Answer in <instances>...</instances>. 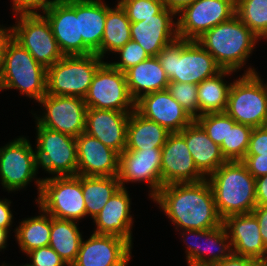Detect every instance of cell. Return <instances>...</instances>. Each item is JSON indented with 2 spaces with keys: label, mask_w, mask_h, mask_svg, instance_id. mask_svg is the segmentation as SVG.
<instances>
[{
  "label": "cell",
  "mask_w": 267,
  "mask_h": 266,
  "mask_svg": "<svg viewBox=\"0 0 267 266\" xmlns=\"http://www.w3.org/2000/svg\"><path fill=\"white\" fill-rule=\"evenodd\" d=\"M77 175L118 176L119 153L87 133L76 137Z\"/></svg>",
  "instance_id": "22"
},
{
  "label": "cell",
  "mask_w": 267,
  "mask_h": 266,
  "mask_svg": "<svg viewBox=\"0 0 267 266\" xmlns=\"http://www.w3.org/2000/svg\"><path fill=\"white\" fill-rule=\"evenodd\" d=\"M120 187L117 176H82L86 217L93 219Z\"/></svg>",
  "instance_id": "34"
},
{
  "label": "cell",
  "mask_w": 267,
  "mask_h": 266,
  "mask_svg": "<svg viewBox=\"0 0 267 266\" xmlns=\"http://www.w3.org/2000/svg\"><path fill=\"white\" fill-rule=\"evenodd\" d=\"M179 234L186 245L185 259L188 266H213L233 253L231 241L223 224L206 230H181Z\"/></svg>",
  "instance_id": "15"
},
{
  "label": "cell",
  "mask_w": 267,
  "mask_h": 266,
  "mask_svg": "<svg viewBox=\"0 0 267 266\" xmlns=\"http://www.w3.org/2000/svg\"><path fill=\"white\" fill-rule=\"evenodd\" d=\"M167 90L194 120L199 117L197 97L198 85L191 83L169 82Z\"/></svg>",
  "instance_id": "38"
},
{
  "label": "cell",
  "mask_w": 267,
  "mask_h": 266,
  "mask_svg": "<svg viewBox=\"0 0 267 266\" xmlns=\"http://www.w3.org/2000/svg\"><path fill=\"white\" fill-rule=\"evenodd\" d=\"M0 266H9V265H8V263H5V261H4V262H2V264Z\"/></svg>",
  "instance_id": "54"
},
{
  "label": "cell",
  "mask_w": 267,
  "mask_h": 266,
  "mask_svg": "<svg viewBox=\"0 0 267 266\" xmlns=\"http://www.w3.org/2000/svg\"><path fill=\"white\" fill-rule=\"evenodd\" d=\"M234 254L262 261L267 247L262 241L260 227L253 213L235 214L223 220Z\"/></svg>",
  "instance_id": "25"
},
{
  "label": "cell",
  "mask_w": 267,
  "mask_h": 266,
  "mask_svg": "<svg viewBox=\"0 0 267 266\" xmlns=\"http://www.w3.org/2000/svg\"><path fill=\"white\" fill-rule=\"evenodd\" d=\"M81 242L76 261L71 266H128L132 245L116 235L90 234Z\"/></svg>",
  "instance_id": "17"
},
{
  "label": "cell",
  "mask_w": 267,
  "mask_h": 266,
  "mask_svg": "<svg viewBox=\"0 0 267 266\" xmlns=\"http://www.w3.org/2000/svg\"><path fill=\"white\" fill-rule=\"evenodd\" d=\"M222 70H242L260 41L235 14L197 39ZM238 70V71H237Z\"/></svg>",
  "instance_id": "2"
},
{
  "label": "cell",
  "mask_w": 267,
  "mask_h": 266,
  "mask_svg": "<svg viewBox=\"0 0 267 266\" xmlns=\"http://www.w3.org/2000/svg\"><path fill=\"white\" fill-rule=\"evenodd\" d=\"M103 62L97 54L63 56L47 68L46 94L84 98Z\"/></svg>",
  "instance_id": "9"
},
{
  "label": "cell",
  "mask_w": 267,
  "mask_h": 266,
  "mask_svg": "<svg viewBox=\"0 0 267 266\" xmlns=\"http://www.w3.org/2000/svg\"><path fill=\"white\" fill-rule=\"evenodd\" d=\"M220 217L252 213L256 204V182L241 161H227L206 178Z\"/></svg>",
  "instance_id": "3"
},
{
  "label": "cell",
  "mask_w": 267,
  "mask_h": 266,
  "mask_svg": "<svg viewBox=\"0 0 267 266\" xmlns=\"http://www.w3.org/2000/svg\"><path fill=\"white\" fill-rule=\"evenodd\" d=\"M40 215L22 218L13 230L20 251L25 255L44 246H49L51 237V215L38 207Z\"/></svg>",
  "instance_id": "31"
},
{
  "label": "cell",
  "mask_w": 267,
  "mask_h": 266,
  "mask_svg": "<svg viewBox=\"0 0 267 266\" xmlns=\"http://www.w3.org/2000/svg\"><path fill=\"white\" fill-rule=\"evenodd\" d=\"M12 13L17 15L42 14L60 0H11ZM40 11V12H39Z\"/></svg>",
  "instance_id": "42"
},
{
  "label": "cell",
  "mask_w": 267,
  "mask_h": 266,
  "mask_svg": "<svg viewBox=\"0 0 267 266\" xmlns=\"http://www.w3.org/2000/svg\"><path fill=\"white\" fill-rule=\"evenodd\" d=\"M241 162L255 179L267 174V155H245Z\"/></svg>",
  "instance_id": "44"
},
{
  "label": "cell",
  "mask_w": 267,
  "mask_h": 266,
  "mask_svg": "<svg viewBox=\"0 0 267 266\" xmlns=\"http://www.w3.org/2000/svg\"><path fill=\"white\" fill-rule=\"evenodd\" d=\"M130 25L131 22L126 11L118 1L115 6L108 5L101 42V58L103 60L106 54H114L131 40Z\"/></svg>",
  "instance_id": "33"
},
{
  "label": "cell",
  "mask_w": 267,
  "mask_h": 266,
  "mask_svg": "<svg viewBox=\"0 0 267 266\" xmlns=\"http://www.w3.org/2000/svg\"><path fill=\"white\" fill-rule=\"evenodd\" d=\"M38 170L36 151L28 137L18 136L0 147V184L8 193L25 190L34 181L39 196L44 177L37 178Z\"/></svg>",
  "instance_id": "8"
},
{
  "label": "cell",
  "mask_w": 267,
  "mask_h": 266,
  "mask_svg": "<svg viewBox=\"0 0 267 266\" xmlns=\"http://www.w3.org/2000/svg\"><path fill=\"white\" fill-rule=\"evenodd\" d=\"M42 15L49 22L64 56L83 55V40L79 27V0H60Z\"/></svg>",
  "instance_id": "18"
},
{
  "label": "cell",
  "mask_w": 267,
  "mask_h": 266,
  "mask_svg": "<svg viewBox=\"0 0 267 266\" xmlns=\"http://www.w3.org/2000/svg\"><path fill=\"white\" fill-rule=\"evenodd\" d=\"M84 101L87 108L120 112L135 110V100L129 92L125 73L108 61H104L95 72Z\"/></svg>",
  "instance_id": "12"
},
{
  "label": "cell",
  "mask_w": 267,
  "mask_h": 266,
  "mask_svg": "<svg viewBox=\"0 0 267 266\" xmlns=\"http://www.w3.org/2000/svg\"><path fill=\"white\" fill-rule=\"evenodd\" d=\"M235 14L257 37L267 31V0H236Z\"/></svg>",
  "instance_id": "36"
},
{
  "label": "cell",
  "mask_w": 267,
  "mask_h": 266,
  "mask_svg": "<svg viewBox=\"0 0 267 266\" xmlns=\"http://www.w3.org/2000/svg\"><path fill=\"white\" fill-rule=\"evenodd\" d=\"M236 0H196L177 13V34L182 40H197L214 26L235 15Z\"/></svg>",
  "instance_id": "14"
},
{
  "label": "cell",
  "mask_w": 267,
  "mask_h": 266,
  "mask_svg": "<svg viewBox=\"0 0 267 266\" xmlns=\"http://www.w3.org/2000/svg\"><path fill=\"white\" fill-rule=\"evenodd\" d=\"M11 26L13 38L45 68L64 55L60 51L51 26L42 14L17 15Z\"/></svg>",
  "instance_id": "13"
},
{
  "label": "cell",
  "mask_w": 267,
  "mask_h": 266,
  "mask_svg": "<svg viewBox=\"0 0 267 266\" xmlns=\"http://www.w3.org/2000/svg\"><path fill=\"white\" fill-rule=\"evenodd\" d=\"M179 133L185 138L196 167L205 178L227 162L222 155L220 146L209 138L195 120Z\"/></svg>",
  "instance_id": "26"
},
{
  "label": "cell",
  "mask_w": 267,
  "mask_h": 266,
  "mask_svg": "<svg viewBox=\"0 0 267 266\" xmlns=\"http://www.w3.org/2000/svg\"><path fill=\"white\" fill-rule=\"evenodd\" d=\"M195 121L204 129L209 138L221 146L228 134V114L210 113L197 117Z\"/></svg>",
  "instance_id": "39"
},
{
  "label": "cell",
  "mask_w": 267,
  "mask_h": 266,
  "mask_svg": "<svg viewBox=\"0 0 267 266\" xmlns=\"http://www.w3.org/2000/svg\"><path fill=\"white\" fill-rule=\"evenodd\" d=\"M26 256L31 261L28 266H68L50 246L34 249Z\"/></svg>",
  "instance_id": "41"
},
{
  "label": "cell",
  "mask_w": 267,
  "mask_h": 266,
  "mask_svg": "<svg viewBox=\"0 0 267 266\" xmlns=\"http://www.w3.org/2000/svg\"><path fill=\"white\" fill-rule=\"evenodd\" d=\"M10 266H13V265H10ZM20 266H28V265H27L26 263H25V264L23 263V264H22V265H20Z\"/></svg>",
  "instance_id": "55"
},
{
  "label": "cell",
  "mask_w": 267,
  "mask_h": 266,
  "mask_svg": "<svg viewBox=\"0 0 267 266\" xmlns=\"http://www.w3.org/2000/svg\"><path fill=\"white\" fill-rule=\"evenodd\" d=\"M130 114L131 112L88 108L85 133L121 154L126 148Z\"/></svg>",
  "instance_id": "24"
},
{
  "label": "cell",
  "mask_w": 267,
  "mask_h": 266,
  "mask_svg": "<svg viewBox=\"0 0 267 266\" xmlns=\"http://www.w3.org/2000/svg\"><path fill=\"white\" fill-rule=\"evenodd\" d=\"M124 73L129 92L135 101L145 94L166 90L170 82L157 57H150Z\"/></svg>",
  "instance_id": "28"
},
{
  "label": "cell",
  "mask_w": 267,
  "mask_h": 266,
  "mask_svg": "<svg viewBox=\"0 0 267 266\" xmlns=\"http://www.w3.org/2000/svg\"><path fill=\"white\" fill-rule=\"evenodd\" d=\"M252 213L256 216L263 243L267 247V206L257 205Z\"/></svg>",
  "instance_id": "47"
},
{
  "label": "cell",
  "mask_w": 267,
  "mask_h": 266,
  "mask_svg": "<svg viewBox=\"0 0 267 266\" xmlns=\"http://www.w3.org/2000/svg\"><path fill=\"white\" fill-rule=\"evenodd\" d=\"M126 11L131 23L143 21L159 14L164 8L162 0H116Z\"/></svg>",
  "instance_id": "37"
},
{
  "label": "cell",
  "mask_w": 267,
  "mask_h": 266,
  "mask_svg": "<svg viewBox=\"0 0 267 266\" xmlns=\"http://www.w3.org/2000/svg\"><path fill=\"white\" fill-rule=\"evenodd\" d=\"M157 58L170 82L200 84L222 68L197 40L177 39L164 47Z\"/></svg>",
  "instance_id": "4"
},
{
  "label": "cell",
  "mask_w": 267,
  "mask_h": 266,
  "mask_svg": "<svg viewBox=\"0 0 267 266\" xmlns=\"http://www.w3.org/2000/svg\"><path fill=\"white\" fill-rule=\"evenodd\" d=\"M13 37L11 26H3L0 24V75L3 68V59L6 46L9 40Z\"/></svg>",
  "instance_id": "49"
},
{
  "label": "cell",
  "mask_w": 267,
  "mask_h": 266,
  "mask_svg": "<svg viewBox=\"0 0 267 266\" xmlns=\"http://www.w3.org/2000/svg\"><path fill=\"white\" fill-rule=\"evenodd\" d=\"M233 74L235 75V71L222 70L214 77L205 79L198 84L199 116L226 111L228 95L233 82L228 83L225 78H229Z\"/></svg>",
  "instance_id": "30"
},
{
  "label": "cell",
  "mask_w": 267,
  "mask_h": 266,
  "mask_svg": "<svg viewBox=\"0 0 267 266\" xmlns=\"http://www.w3.org/2000/svg\"><path fill=\"white\" fill-rule=\"evenodd\" d=\"M9 234H10L9 230L0 227V252L2 250L6 249V247L8 246L7 242H8V239L10 237Z\"/></svg>",
  "instance_id": "51"
},
{
  "label": "cell",
  "mask_w": 267,
  "mask_h": 266,
  "mask_svg": "<svg viewBox=\"0 0 267 266\" xmlns=\"http://www.w3.org/2000/svg\"><path fill=\"white\" fill-rule=\"evenodd\" d=\"M152 201L159 205L176 231L206 230L223 224L207 179L164 185Z\"/></svg>",
  "instance_id": "1"
},
{
  "label": "cell",
  "mask_w": 267,
  "mask_h": 266,
  "mask_svg": "<svg viewBox=\"0 0 267 266\" xmlns=\"http://www.w3.org/2000/svg\"><path fill=\"white\" fill-rule=\"evenodd\" d=\"M262 266H267V251L264 259L262 260Z\"/></svg>",
  "instance_id": "52"
},
{
  "label": "cell",
  "mask_w": 267,
  "mask_h": 266,
  "mask_svg": "<svg viewBox=\"0 0 267 266\" xmlns=\"http://www.w3.org/2000/svg\"><path fill=\"white\" fill-rule=\"evenodd\" d=\"M267 155V125L253 128L246 155Z\"/></svg>",
  "instance_id": "43"
},
{
  "label": "cell",
  "mask_w": 267,
  "mask_h": 266,
  "mask_svg": "<svg viewBox=\"0 0 267 266\" xmlns=\"http://www.w3.org/2000/svg\"><path fill=\"white\" fill-rule=\"evenodd\" d=\"M161 177L164 185L198 182L206 179L197 169L187 148L185 138L179 133H170L161 148Z\"/></svg>",
  "instance_id": "21"
},
{
  "label": "cell",
  "mask_w": 267,
  "mask_h": 266,
  "mask_svg": "<svg viewBox=\"0 0 267 266\" xmlns=\"http://www.w3.org/2000/svg\"><path fill=\"white\" fill-rule=\"evenodd\" d=\"M35 151L39 169L54 176L77 175L76 138L35 125Z\"/></svg>",
  "instance_id": "10"
},
{
  "label": "cell",
  "mask_w": 267,
  "mask_h": 266,
  "mask_svg": "<svg viewBox=\"0 0 267 266\" xmlns=\"http://www.w3.org/2000/svg\"><path fill=\"white\" fill-rule=\"evenodd\" d=\"M78 225L79 223L76 221L57 219L51 216L49 246L68 266H71L76 261L83 240V235Z\"/></svg>",
  "instance_id": "32"
},
{
  "label": "cell",
  "mask_w": 267,
  "mask_h": 266,
  "mask_svg": "<svg viewBox=\"0 0 267 266\" xmlns=\"http://www.w3.org/2000/svg\"><path fill=\"white\" fill-rule=\"evenodd\" d=\"M130 33L131 39L140 44L150 57H157L164 47L178 39L177 14L165 7L152 18L131 23Z\"/></svg>",
  "instance_id": "20"
},
{
  "label": "cell",
  "mask_w": 267,
  "mask_h": 266,
  "mask_svg": "<svg viewBox=\"0 0 267 266\" xmlns=\"http://www.w3.org/2000/svg\"><path fill=\"white\" fill-rule=\"evenodd\" d=\"M135 110L170 133L180 132L194 121L167 89L141 96L135 101Z\"/></svg>",
  "instance_id": "19"
},
{
  "label": "cell",
  "mask_w": 267,
  "mask_h": 266,
  "mask_svg": "<svg viewBox=\"0 0 267 266\" xmlns=\"http://www.w3.org/2000/svg\"><path fill=\"white\" fill-rule=\"evenodd\" d=\"M38 104L41 105V109L43 108L40 114L31 110L35 125H41L75 138L85 132L88 108L84 98L46 94L38 101Z\"/></svg>",
  "instance_id": "11"
},
{
  "label": "cell",
  "mask_w": 267,
  "mask_h": 266,
  "mask_svg": "<svg viewBox=\"0 0 267 266\" xmlns=\"http://www.w3.org/2000/svg\"><path fill=\"white\" fill-rule=\"evenodd\" d=\"M35 204L53 218L79 222L86 218L82 176H46Z\"/></svg>",
  "instance_id": "7"
},
{
  "label": "cell",
  "mask_w": 267,
  "mask_h": 266,
  "mask_svg": "<svg viewBox=\"0 0 267 266\" xmlns=\"http://www.w3.org/2000/svg\"><path fill=\"white\" fill-rule=\"evenodd\" d=\"M170 132L158 123L132 111L127 124L125 150L162 148Z\"/></svg>",
  "instance_id": "29"
},
{
  "label": "cell",
  "mask_w": 267,
  "mask_h": 266,
  "mask_svg": "<svg viewBox=\"0 0 267 266\" xmlns=\"http://www.w3.org/2000/svg\"><path fill=\"white\" fill-rule=\"evenodd\" d=\"M213 266H262V261L232 253L228 258Z\"/></svg>",
  "instance_id": "45"
},
{
  "label": "cell",
  "mask_w": 267,
  "mask_h": 266,
  "mask_svg": "<svg viewBox=\"0 0 267 266\" xmlns=\"http://www.w3.org/2000/svg\"><path fill=\"white\" fill-rule=\"evenodd\" d=\"M253 127L237 123L228 115V134L220 146L227 161H241L248 150Z\"/></svg>",
  "instance_id": "35"
},
{
  "label": "cell",
  "mask_w": 267,
  "mask_h": 266,
  "mask_svg": "<svg viewBox=\"0 0 267 266\" xmlns=\"http://www.w3.org/2000/svg\"><path fill=\"white\" fill-rule=\"evenodd\" d=\"M11 200L7 198L0 199V227L11 231L13 224V210H11Z\"/></svg>",
  "instance_id": "46"
},
{
  "label": "cell",
  "mask_w": 267,
  "mask_h": 266,
  "mask_svg": "<svg viewBox=\"0 0 267 266\" xmlns=\"http://www.w3.org/2000/svg\"><path fill=\"white\" fill-rule=\"evenodd\" d=\"M108 4L105 0H79V27L83 40V55L97 54L101 58Z\"/></svg>",
  "instance_id": "27"
},
{
  "label": "cell",
  "mask_w": 267,
  "mask_h": 266,
  "mask_svg": "<svg viewBox=\"0 0 267 266\" xmlns=\"http://www.w3.org/2000/svg\"><path fill=\"white\" fill-rule=\"evenodd\" d=\"M196 0H162L164 6L176 14L179 13L185 6L192 4Z\"/></svg>",
  "instance_id": "50"
},
{
  "label": "cell",
  "mask_w": 267,
  "mask_h": 266,
  "mask_svg": "<svg viewBox=\"0 0 267 266\" xmlns=\"http://www.w3.org/2000/svg\"><path fill=\"white\" fill-rule=\"evenodd\" d=\"M161 148L124 150L119 155L118 180L122 188L128 183L146 182L152 200L163 187L161 177ZM126 184V185H125Z\"/></svg>",
  "instance_id": "16"
},
{
  "label": "cell",
  "mask_w": 267,
  "mask_h": 266,
  "mask_svg": "<svg viewBox=\"0 0 267 266\" xmlns=\"http://www.w3.org/2000/svg\"><path fill=\"white\" fill-rule=\"evenodd\" d=\"M127 188L120 187L107 201L103 209L92 219L93 233L116 235L126 239L133 246L132 228L134 218L131 214L132 201Z\"/></svg>",
  "instance_id": "23"
},
{
  "label": "cell",
  "mask_w": 267,
  "mask_h": 266,
  "mask_svg": "<svg viewBox=\"0 0 267 266\" xmlns=\"http://www.w3.org/2000/svg\"><path fill=\"white\" fill-rule=\"evenodd\" d=\"M244 73L233 79L226 113L237 123L253 128L267 125V82L252 68L245 67Z\"/></svg>",
  "instance_id": "6"
},
{
  "label": "cell",
  "mask_w": 267,
  "mask_h": 266,
  "mask_svg": "<svg viewBox=\"0 0 267 266\" xmlns=\"http://www.w3.org/2000/svg\"><path fill=\"white\" fill-rule=\"evenodd\" d=\"M265 40V41H267V31L265 32V34L260 38V41L261 40Z\"/></svg>",
  "instance_id": "53"
},
{
  "label": "cell",
  "mask_w": 267,
  "mask_h": 266,
  "mask_svg": "<svg viewBox=\"0 0 267 266\" xmlns=\"http://www.w3.org/2000/svg\"><path fill=\"white\" fill-rule=\"evenodd\" d=\"M118 54V57H117ZM115 58L117 57V61L109 63L116 69L121 72H125L132 66L139 64L142 61L147 60L150 56L147 52L132 39L127 42L122 48H120L117 52L114 53Z\"/></svg>",
  "instance_id": "40"
},
{
  "label": "cell",
  "mask_w": 267,
  "mask_h": 266,
  "mask_svg": "<svg viewBox=\"0 0 267 266\" xmlns=\"http://www.w3.org/2000/svg\"><path fill=\"white\" fill-rule=\"evenodd\" d=\"M19 90L21 95L38 102L47 91V68L13 37L9 40L0 75V92Z\"/></svg>",
  "instance_id": "5"
},
{
  "label": "cell",
  "mask_w": 267,
  "mask_h": 266,
  "mask_svg": "<svg viewBox=\"0 0 267 266\" xmlns=\"http://www.w3.org/2000/svg\"><path fill=\"white\" fill-rule=\"evenodd\" d=\"M256 182V204L267 206V174L255 179Z\"/></svg>",
  "instance_id": "48"
}]
</instances>
